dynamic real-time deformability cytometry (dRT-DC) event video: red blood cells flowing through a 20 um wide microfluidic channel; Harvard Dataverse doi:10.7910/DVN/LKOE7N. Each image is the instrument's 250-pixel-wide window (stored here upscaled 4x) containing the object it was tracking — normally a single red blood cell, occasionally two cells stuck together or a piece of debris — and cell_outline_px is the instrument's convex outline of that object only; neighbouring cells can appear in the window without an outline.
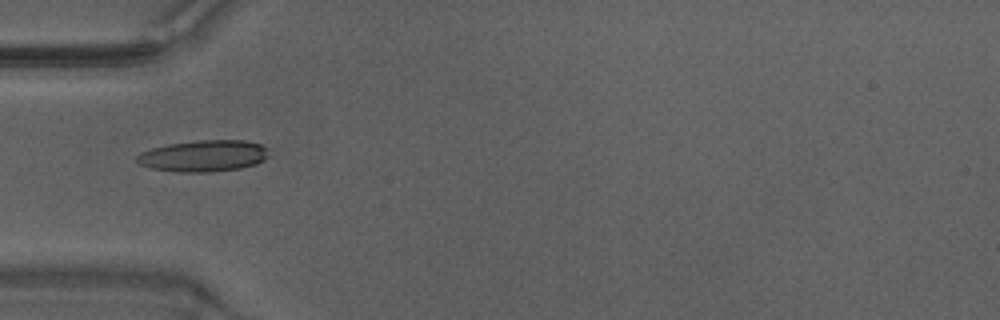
{"species": "Egyptian fruit bat (a non-hibernating species)", "species_latin": "Rousettus aegyptiacus", "temperature_condition": "warm", "stored_images_in_passage": 34, "camera_frame_rate_fps": 3000, "um_per_image_px": 0.085, "animal": {"sex": "male"}, "frame": {"image": 1, "passage_image": 1, "time_ms": 0.0, "image_size_px": [1000, 320], "cell_outline_px": [[268, 156], [264, 160], [256, 164], [240, 168], [212, 172], [180, 172], [152, 168], [140, 164], [136, 160], [136, 156], [140, 152], [152, 148], [168, 144], [196, 140], [248, 140], [260, 144], [268, 148]], "centroid_in_image_um": [17.32, 13.24], "position_along_channel_um": 67.7, "area_um2": 24.33}}
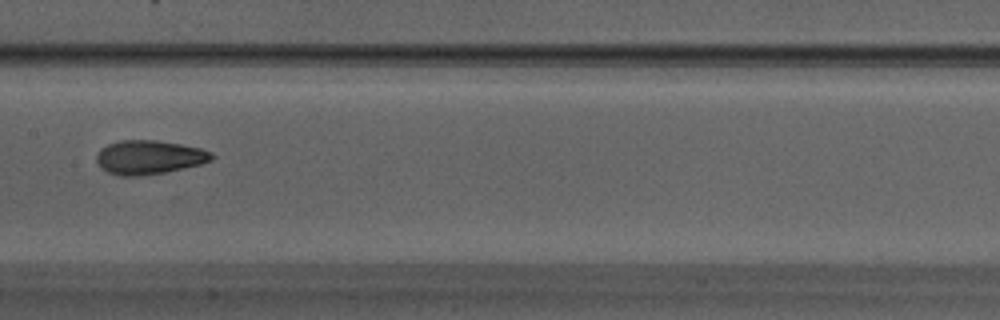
{"frame": {"image": 2, "passage_image": 10, "time_ms": 3.0, "image_size_px": [1000, 320], "cell_outline_px": [[216, 156], [212, 160], [200, 164], [164, 172], [136, 176], [120, 176], [108, 172], [100, 168], [96, 160], [96, 156], [100, 148], [108, 144], [120, 140], [156, 140], [180, 144], [200, 148], [212, 152]], "centroid_in_image_um": [12.65, 13.36], "position_along_channel_um": 194.7, "area_um2": 22.77}}
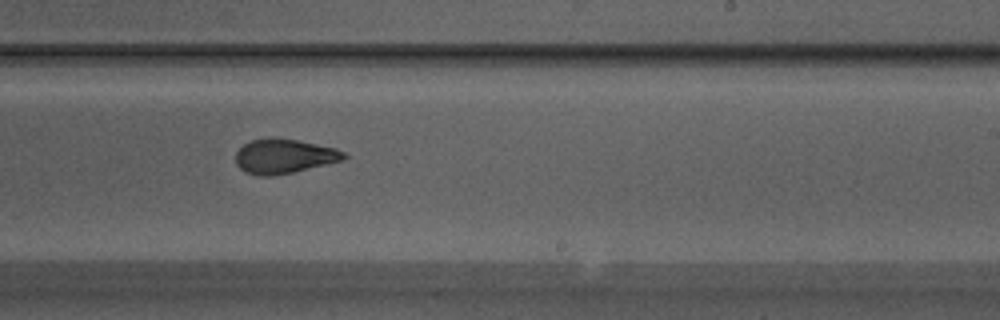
{"frame": {"image": 3, "passage_image": 15, "time_ms": 4.667, "image_size_px": [1000, 320], "cell_outline_px": [[348, 156], [344, 160], [292, 172], [272, 176], [260, 176], [244, 172], [236, 164], [236, 152], [244, 144], [252, 140], [296, 140], [336, 148], [344, 152]], "centroid_in_image_um": [24.16, 13.32], "position_along_channel_um": 264.8, "area_um2": 21.15}, "authors_computed_cell_mechanics": {"area_um2": 21.8773, "velocity_mm_per_s": 4.2323, "shape_relaxation_time_tau1_ms": 10.0483, "shape_relaxation_time_tau2_ms": 1.9343, "deformation_change_tau1": 0.2621, "deformation_change_tau2": 0.0955}}